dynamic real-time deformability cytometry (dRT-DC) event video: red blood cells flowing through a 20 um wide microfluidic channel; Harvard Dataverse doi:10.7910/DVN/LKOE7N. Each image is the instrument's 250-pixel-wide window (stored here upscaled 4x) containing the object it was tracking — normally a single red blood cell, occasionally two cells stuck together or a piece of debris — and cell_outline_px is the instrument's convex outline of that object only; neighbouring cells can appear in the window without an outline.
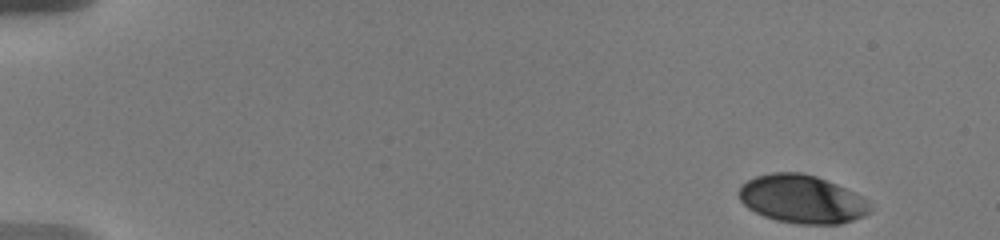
{"species": "human", "species_latin": "Homo sapiens", "temperature_condition": "warm", "stored_images_in_passage": 43, "camera_frame_rate_fps": 3000, "um_per_image_px": 0.085, "donor": {"sex": "male"}, "frame": {"image": 1, "passage_image": 1, "time_ms": 0.0, "image_size_px": [1000, 240], "cell_outline_px": [[872, 208], [864, 216], [840, 224], [796, 224], [776, 220], [764, 216], [748, 208], [740, 200], [736, 192], [740, 184], [756, 176], [772, 172], [800, 172], [816, 176], [856, 192]], "centroid_in_image_um": [68.12, 16.92], "position_along_channel_um": 16.9, "area_um2": 36.99}}
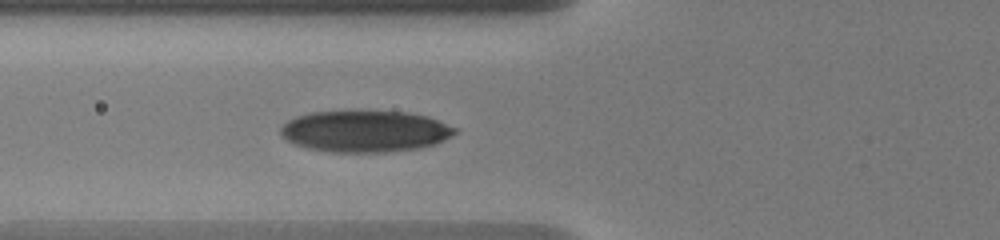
{"frame": {"image": 2, "passage_image": 28, "time_ms": 6.0, "image_size_px": [1000, 240], "cell_outline_px": [[456, 132], [452, 136], [436, 144], [420, 148], [384, 152], [332, 152], [308, 148], [296, 144], [288, 140], [280, 132], [280, 128], [288, 120], [296, 116], [308, 112], [408, 112], [428, 116], [456, 128]], "centroid_in_image_um": [31.05, 11.16], "position_along_channel_um": 94.8, "area_um2": 41.85}}
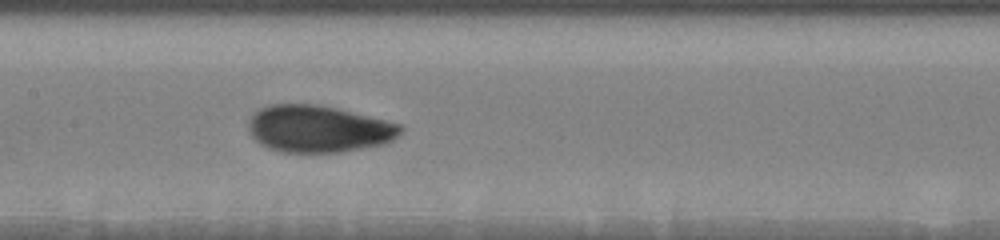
{"frame": {"image": 3, "passage_image": 42, "time_ms": 8.333, "image_size_px": [1000, 240], "cell_outline_px": [[404, 128], [392, 140], [384, 144], [340, 152], [284, 152], [268, 148], [260, 144], [248, 132], [248, 120], [260, 108], [268, 104], [316, 104], [336, 108], [400, 124]], "centroid_in_image_um": [27.03, 10.95], "position_along_channel_um": 180.4, "area_um2": 41.44}}